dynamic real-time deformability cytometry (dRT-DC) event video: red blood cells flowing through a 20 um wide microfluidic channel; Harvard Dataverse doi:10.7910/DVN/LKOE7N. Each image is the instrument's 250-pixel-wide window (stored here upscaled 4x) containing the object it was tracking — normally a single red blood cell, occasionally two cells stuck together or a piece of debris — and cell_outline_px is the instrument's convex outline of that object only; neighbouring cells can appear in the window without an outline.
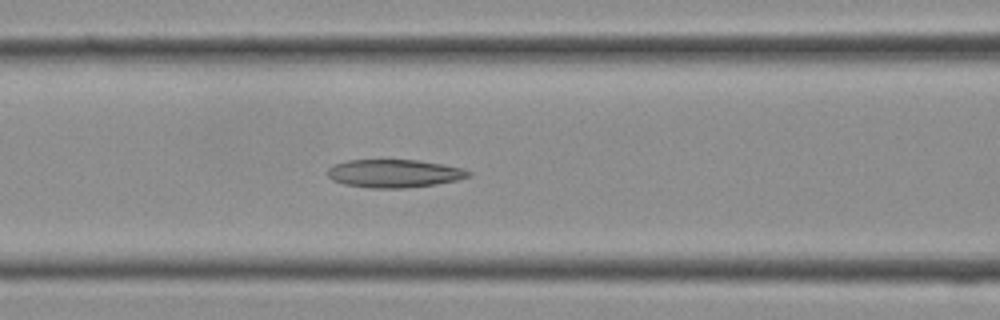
{"species": "Egyptian fruit bat (a non-hibernating species)", "species_latin": "Rousettus aegyptiacus", "temperature_condition": "cold", "stored_images_in_passage": 15, "camera_frame_rate_fps": 3000, "um_per_image_px": 0.085, "frame": {"image": 1, "passage_image": 11, "time_ms": 3.333, "image_size_px": [1000, 320], "cell_outline_px": [[472, 176], [456, 180], [436, 184], [404, 188], [368, 188], [344, 184], [332, 180], [328, 176], [328, 168], [332, 164], [348, 160], [416, 160], [444, 164], [464, 168], [472, 172]], "centroid_in_image_um": [33.52, 14.74], "position_along_channel_um": 133.1, "area_um2": 23.24}}
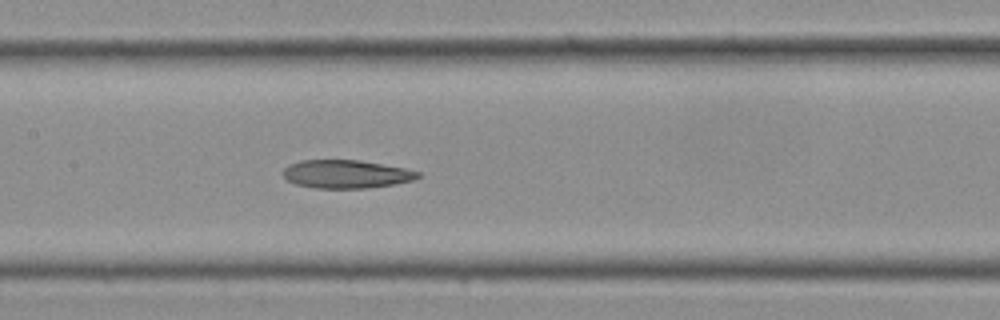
{"frame": {"image": 2, "passage_image": 13, "time_ms": 4.0, "image_size_px": [1000, 320], "cell_outline_px": [[420, 176], [412, 180], [396, 184], [364, 188], [316, 188], [296, 184], [288, 180], [280, 172], [288, 164], [300, 160], [360, 160], [404, 168], [420, 172]], "centroid_in_image_um": [29.39, 14.79], "position_along_channel_um": 178.0, "area_um2": 22.2}}
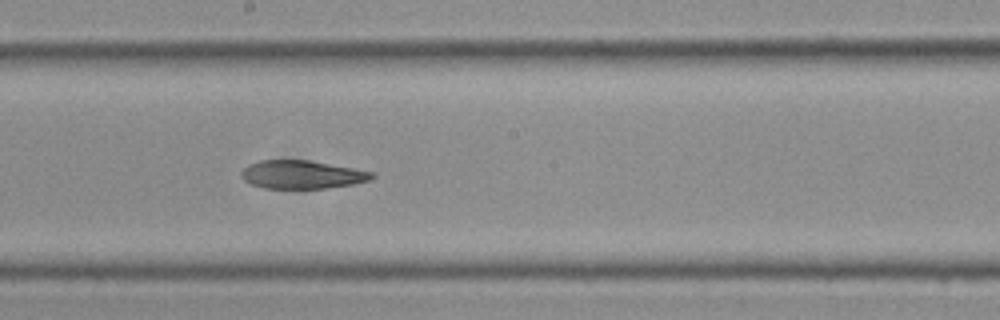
{"frame": {"image": 3, "passage_image": 15, "time_ms": 4.667, "image_size_px": [1000, 320], "cell_outline_px": [[376, 176], [372, 180], [352, 184], [324, 188], [264, 188], [252, 184], [244, 180], [240, 176], [240, 172], [248, 164], [260, 160], [308, 160], [376, 172]], "centroid_in_image_um": [25.68, 14.83], "position_along_channel_um": 222.5, "area_um2": 21.56}}